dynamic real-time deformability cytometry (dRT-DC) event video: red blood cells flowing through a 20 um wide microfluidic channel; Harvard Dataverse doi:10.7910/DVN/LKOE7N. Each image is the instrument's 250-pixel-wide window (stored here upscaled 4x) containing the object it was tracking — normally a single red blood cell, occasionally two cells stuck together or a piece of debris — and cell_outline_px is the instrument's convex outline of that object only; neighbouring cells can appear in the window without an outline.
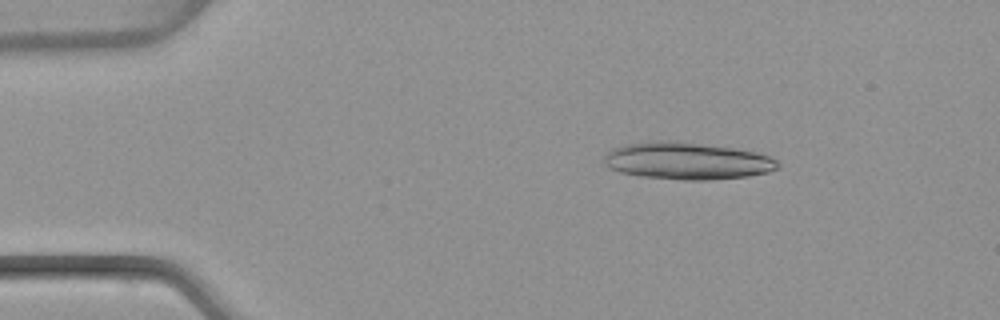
{"species": "common noctule bat (a hibernating species)", "species_latin": "Nyctalus noctula", "temperature_condition": "warm", "stored_images_in_passage": 16, "camera_frame_rate_fps": 3000, "um_per_image_px": 0.085, "animal": {"sex": "female", "body_mass_g": 22.7, "forearm_length_mm": 54.2}, "frame": {"image": 1, "passage_image": 7, "time_ms": 2.0, "image_size_px": [1000, 320], "cell_outline_px": [[780, 168], [768, 172], [748, 176], [712, 180], [684, 180], [640, 176], [620, 172], [608, 168], [604, 164], [604, 156], [612, 148], [624, 144], [648, 140], [676, 140], [732, 148], [756, 152], [768, 156], [776, 160], [780, 164]], "centroid_in_image_um": [58.37, 13.67], "position_along_channel_um": 26.6, "area_um2": 38.03}}